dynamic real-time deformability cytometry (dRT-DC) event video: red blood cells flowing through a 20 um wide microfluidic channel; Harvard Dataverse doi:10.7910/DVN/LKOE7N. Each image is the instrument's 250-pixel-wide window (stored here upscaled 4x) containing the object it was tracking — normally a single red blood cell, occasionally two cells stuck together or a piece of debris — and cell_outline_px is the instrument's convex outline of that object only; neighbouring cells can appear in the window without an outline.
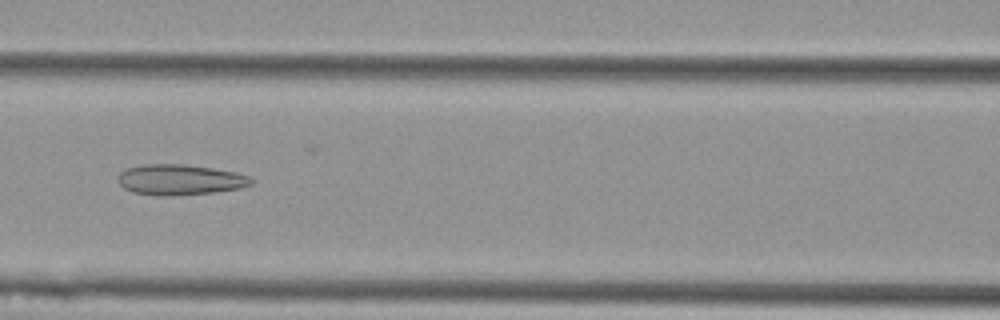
{"species": "Egyptian fruit bat (a non-hibernating species)", "species_latin": "Rousettus aegyptiacus", "temperature_condition": "cold", "stored_images_in_passage": 7, "camera_frame_rate_fps": 3000, "um_per_image_px": 0.085, "animal": {"sex": "female"}, "frame": {"image": 1, "passage_image": 6, "time_ms": 1.667, "image_size_px": [1000, 320], "cell_outline_px": [[252, 184], [240, 188], [212, 192], [132, 192], [124, 188], [116, 180], [116, 176], [120, 172], [128, 168], [144, 164], [184, 164], [212, 168], [236, 172], [248, 176], [252, 180]], "centroid_in_image_um": [15.29, 15.2], "position_along_channel_um": 151.3, "area_um2": 22.43}}
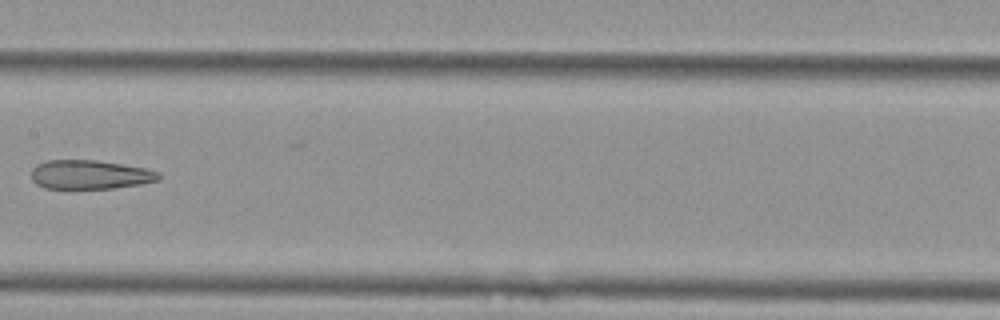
{"frame": {"image": 2, "passage_image": 7, "time_ms": 2.0, "image_size_px": [1000, 320], "cell_outline_px": [[160, 180], [140, 184], [112, 188], [44, 188], [36, 184], [32, 180], [32, 168], [36, 164], [48, 160], [96, 160], [144, 168], [160, 172]], "centroid_in_image_um": [7.63, 14.84], "position_along_channel_um": 199.8, "area_um2": 21.44}}